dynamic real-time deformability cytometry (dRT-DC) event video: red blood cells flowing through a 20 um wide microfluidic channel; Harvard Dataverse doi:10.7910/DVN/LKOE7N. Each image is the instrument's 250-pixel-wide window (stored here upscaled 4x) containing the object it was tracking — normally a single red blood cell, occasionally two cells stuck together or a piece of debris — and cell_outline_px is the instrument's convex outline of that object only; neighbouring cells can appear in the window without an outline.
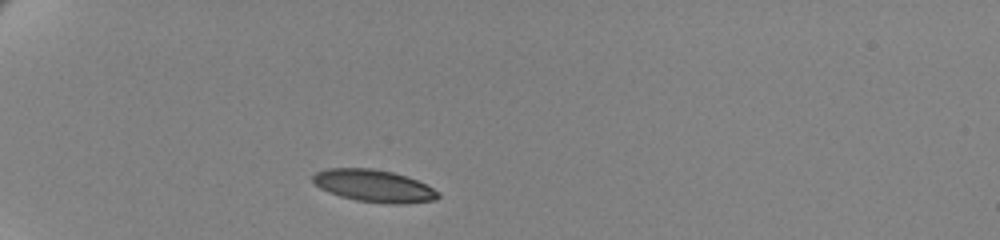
{"species": "human", "species_latin": "Homo sapiens", "temperature_condition": "cold", "stored_images_in_passage": 42, "camera_frame_rate_fps": 3000, "um_per_image_px": 0.085, "donor": {"sex": "female"}, "frame": {"image": 1, "passage_image": 1, "time_ms": 0.0, "image_size_px": [1000, 240], "cell_outline_px": [[440, 196], [436, 200], [400, 204], [392, 204], [356, 200], [340, 196], [328, 192], [320, 188], [312, 180], [312, 176], [316, 172], [328, 168], [372, 168], [392, 172], [416, 180], [440, 192]], "centroid_in_image_um": [31.77, 15.8], "position_along_channel_um": 53.2, "area_um2": 23.41}}
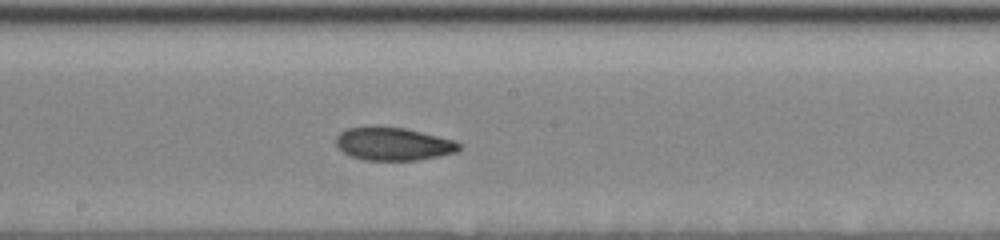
{"frame": {"image": 2, "passage_image": 18, "time_ms": 5.667, "image_size_px": [1000, 240], "cell_outline_px": [[460, 148], [456, 152], [440, 156], [420, 160], [364, 160], [352, 156], [344, 152], [336, 144], [336, 136], [340, 132], [348, 128], [368, 124], [372, 124], [404, 128], [456, 140], [460, 144]], "centroid_in_image_um": [33.42, 12.2], "position_along_channel_um": 214.8, "area_um2": 24.1}}
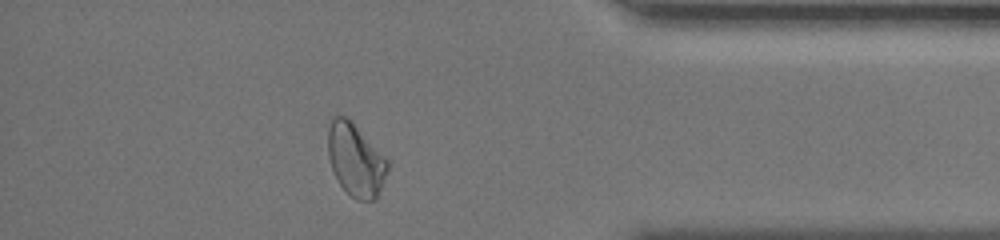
{"frame": {"image": 3, "passage_image": 36, "time_ms": 11.667, "image_size_px": [1000, 240], "cell_outline_px": [[388, 168], [376, 200], [356, 200], [340, 184], [332, 168], [328, 156], [328, 128], [332, 116], [344, 116], [388, 160]], "centroid_in_image_um": [30.21, 13.62], "position_along_channel_um": 405.0, "area_um2": 24.45}, "authors_computed_cell_mechanics": {"area_um2": 24.2182, "velocity_mm_per_s": 3.4457, "shape_relaxation_time_tau1_ms": 5.1391, "shape_relaxation_time_tau2_ms": 2.0047, "deformation_change_tau1": 0.1604, "deformation_change_tau2": 0.0679}}